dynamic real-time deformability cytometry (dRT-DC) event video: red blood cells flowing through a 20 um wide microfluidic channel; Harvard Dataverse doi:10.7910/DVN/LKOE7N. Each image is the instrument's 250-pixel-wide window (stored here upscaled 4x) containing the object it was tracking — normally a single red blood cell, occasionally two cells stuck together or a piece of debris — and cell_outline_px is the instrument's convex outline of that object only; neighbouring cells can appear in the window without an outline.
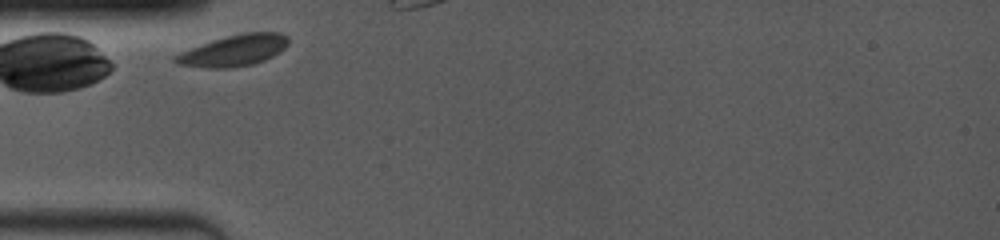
{"species": "common noctule bat (a hibernating species)", "species_latin": "Nyctalus noctula", "temperature_condition": "room temperature", "stored_images_in_passage": 5, "camera_frame_rate_fps": 4000, "um_per_image_px": 0.085, "animal": {"sex": "female", "body_mass_g": 19.0, "forearm_length_mm": 53.3}, "frame": {"image": 1, "passage_image": 1, "time_ms": 0.0, "image_size_px": [1000, 240], "cell_outline_px": [[288, 44], [280, 52], [264, 60], [252, 64], [232, 68], [208, 68], [176, 64], [172, 60], [172, 56], [212, 40], [244, 32], [280, 32], [288, 36]], "centroid_in_image_um": [19.88, 4.3], "position_along_channel_um": 65.1, "area_um2": 20.52}}